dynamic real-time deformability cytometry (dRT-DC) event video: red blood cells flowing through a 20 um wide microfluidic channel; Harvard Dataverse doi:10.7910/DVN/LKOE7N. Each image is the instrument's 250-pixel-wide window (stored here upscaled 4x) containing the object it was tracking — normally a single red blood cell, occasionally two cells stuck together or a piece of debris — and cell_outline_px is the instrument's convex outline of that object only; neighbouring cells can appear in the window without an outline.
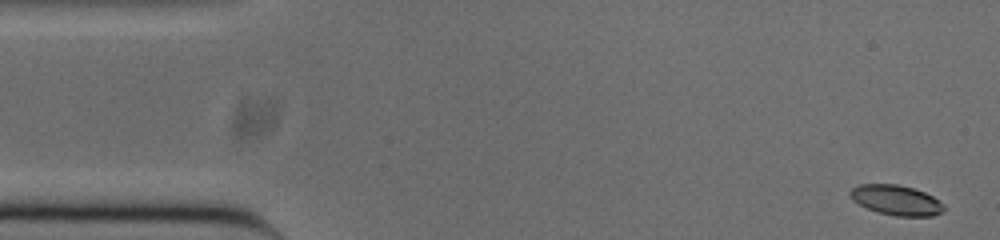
{"species": "common noctule bat (a hibernating species)", "species_latin": "Nyctalus noctula", "temperature_condition": "cold", "stored_images_in_passage": 52, "camera_frame_rate_fps": 3000, "um_per_image_px": 0.085, "animal": {"sex": "male", "body_mass_g": 20.0, "forearm_length_mm": 53.3}, "frame": {"image": 1, "passage_image": 1, "time_ms": 0.0, "image_size_px": [1000, 240], "cell_outline_px": [[944, 212], [932, 216], [896, 216], [876, 212], [852, 200], [848, 196], [848, 192], [852, 188], [860, 184], [896, 184], [912, 188], [924, 192], [932, 196], [944, 204]], "centroid_in_image_um": [76.16, 17.01], "position_along_channel_um": 8.8, "area_um2": 16.47}}
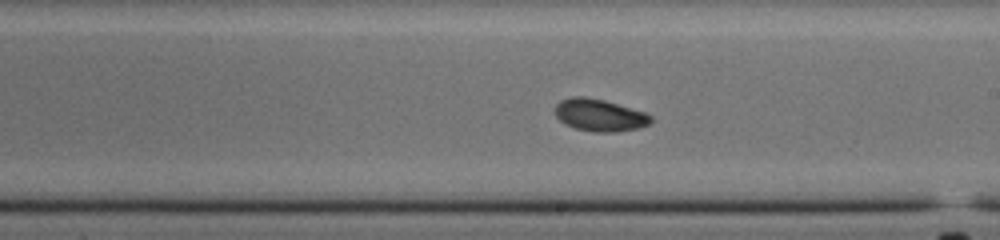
{"frame": {"image": 2, "passage_image": 28, "time_ms": 9.0, "image_size_px": [1000, 240], "cell_outline_px": [[652, 120], [648, 124], [640, 128], [616, 132], [596, 132], [576, 128], [564, 124], [556, 116], [556, 104], [560, 100], [572, 96], [584, 96], [604, 100], [644, 112], [652, 116]], "centroid_in_image_um": [50.96, 9.79], "position_along_channel_um": 238.0, "area_um2": 17.92}}
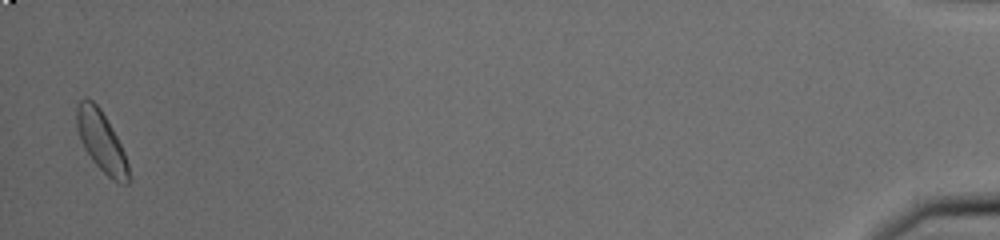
{"frame": {"image": 3, "passage_image": 51, "time_ms": 16.667, "image_size_px": [1000, 240], "cell_outline_px": [[128, 184], [120, 184], [112, 180], [92, 160], [84, 148], [80, 140], [76, 124], [76, 108], [80, 100], [84, 96], [92, 100], [100, 108], [112, 128], [124, 152], [128, 164]], "centroid_in_image_um": [8.59, 11.99], "position_along_channel_um": 426.6, "area_um2": 18.15}, "authors_computed_cell_mechanics": {"area_um2": 17.3689, "velocity_mm_per_s": 3.8026, "shape_relaxation_time_tau1_ms": null, "shape_relaxation_time_tau2_ms": 5.7474, "deformation_change_tau1": null, "deformation_change_tau2": 0.1021}}